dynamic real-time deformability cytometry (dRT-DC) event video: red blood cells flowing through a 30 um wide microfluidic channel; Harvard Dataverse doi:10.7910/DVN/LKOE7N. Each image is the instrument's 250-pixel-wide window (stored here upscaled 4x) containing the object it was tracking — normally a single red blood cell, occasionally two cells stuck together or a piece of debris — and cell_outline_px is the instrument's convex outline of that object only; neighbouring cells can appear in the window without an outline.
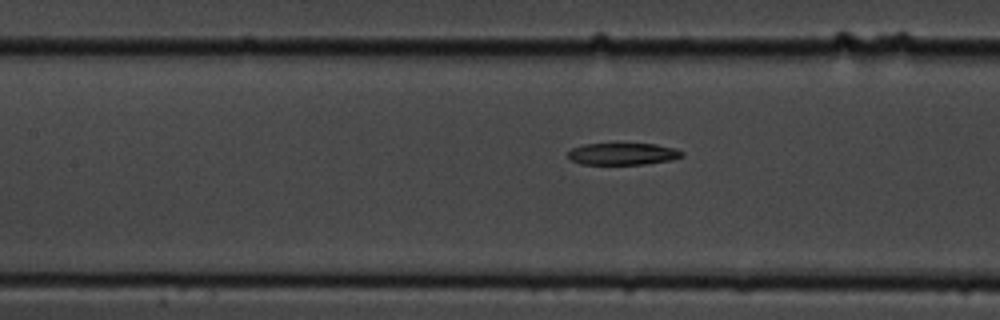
{"species": "common noctule bat (a hibernating species)", "species_latin": "Nyctalus noctula", "temperature_condition": "cold", "stored_images_in_passage": 16, "camera_frame_rate_fps": 3000, "um_per_image_px": 0.085, "animal": {"sex": "male", "body_mass_g": 19.5, "forearm_length_mm": 54.6}, "frame": {"image": 1, "passage_image": 14, "time_ms": 4.333, "image_size_px": [1000, 320], "cell_outline_px": [[684, 156], [672, 160], [644, 164], [580, 164], [572, 160], [568, 156], [568, 152], [572, 148], [584, 144], [656, 144], [676, 148], [684, 152]], "centroid_in_image_um": [52.98, 13.08], "position_along_channel_um": 154.4, "area_um2": 14.57}}